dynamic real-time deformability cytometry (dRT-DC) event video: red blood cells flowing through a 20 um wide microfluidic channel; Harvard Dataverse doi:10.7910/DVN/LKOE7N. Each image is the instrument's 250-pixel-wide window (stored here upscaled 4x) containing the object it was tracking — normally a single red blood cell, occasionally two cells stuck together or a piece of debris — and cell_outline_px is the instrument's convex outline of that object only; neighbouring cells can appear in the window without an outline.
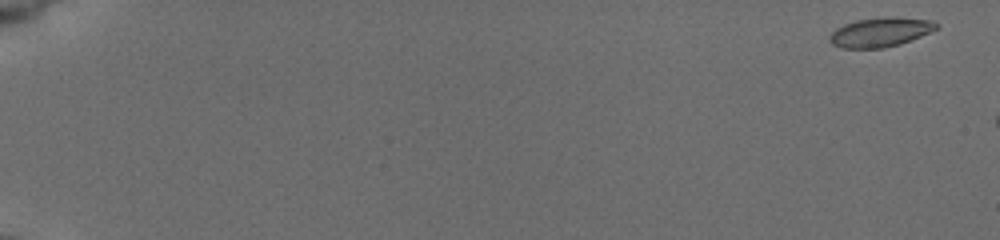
{"species": "common noctule bat (a hibernating species)", "species_latin": "Nyctalus noctula", "temperature_condition": "cold", "stored_images_in_passage": 8, "camera_frame_rate_fps": 3000, "um_per_image_px": 0.085, "animal": {"sex": "female", "body_mass_g": 19.5, "forearm_length_mm": 54.1}, "frame": {"image": 1, "passage_image": 1, "time_ms": 0.0, "image_size_px": [1000, 240], "cell_outline_px": [[940, 28], [900, 44], [884, 48], [840, 48], [832, 44], [828, 40], [828, 36], [836, 28], [844, 24], [856, 20], [884, 16], [892, 16], [932, 20], [940, 24]], "centroid_in_image_um": [74.84, 2.72], "position_along_channel_um": 10.2, "area_um2": 18.55}}